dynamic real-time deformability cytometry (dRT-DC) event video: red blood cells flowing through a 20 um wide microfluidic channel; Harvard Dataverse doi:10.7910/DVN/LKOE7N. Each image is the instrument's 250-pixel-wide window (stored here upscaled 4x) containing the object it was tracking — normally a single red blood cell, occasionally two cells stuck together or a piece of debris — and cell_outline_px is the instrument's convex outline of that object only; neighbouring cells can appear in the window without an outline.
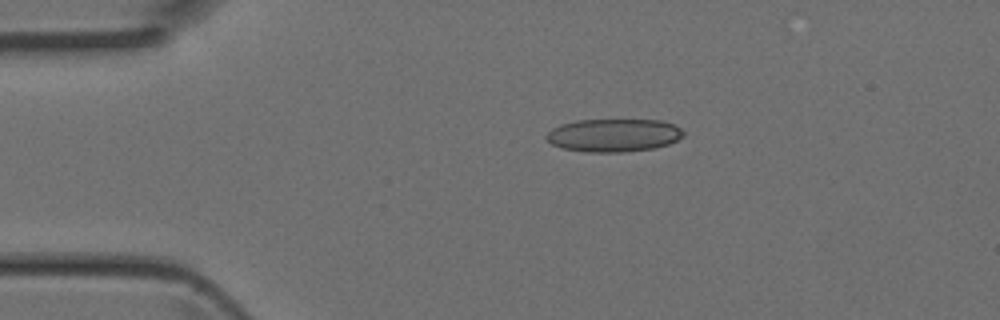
{"species": "Egyptian fruit bat (a non-hibernating species)", "species_latin": "Rousettus aegyptiacus", "temperature_condition": "room temperature", "stored_images_in_passage": 2, "camera_frame_rate_fps": 3000, "um_per_image_px": 0.085, "animal": {"sex": "female"}, "frame": {"image": 1, "passage_image": 2, "time_ms": 0.333, "image_size_px": [1000, 320], "cell_outline_px": [[684, 136], [668, 144], [652, 148], [624, 152], [588, 152], [560, 148], [552, 144], [544, 136], [552, 128], [560, 124], [576, 120], [660, 120], [672, 124], [680, 128], [684, 132]], "centroid_in_image_um": [52.13, 11.49], "position_along_channel_um": 32.9, "area_um2": 26.36}}